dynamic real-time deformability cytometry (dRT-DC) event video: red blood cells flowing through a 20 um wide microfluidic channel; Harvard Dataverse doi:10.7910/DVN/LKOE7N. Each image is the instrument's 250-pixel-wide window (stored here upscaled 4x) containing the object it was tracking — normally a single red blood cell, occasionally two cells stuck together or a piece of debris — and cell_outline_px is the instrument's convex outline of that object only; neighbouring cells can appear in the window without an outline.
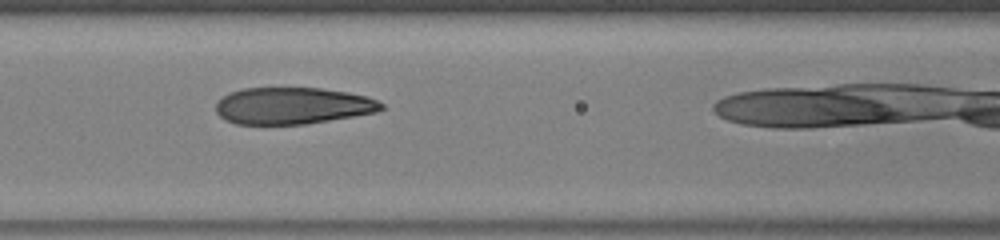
{"species": "human", "species_latin": "Homo sapiens", "temperature_condition": "warm", "stored_images_in_passage": 33, "camera_frame_rate_fps": 3000, "um_per_image_px": 0.085, "donor": {"sex": "male"}, "frame": {"image": 1, "passage_image": 15, "time_ms": 4.667, "image_size_px": [1000, 240], "cell_outline_px": [[384, 108], [376, 112], [304, 124], [236, 124], [224, 120], [216, 112], [216, 100], [228, 92], [244, 88], [320, 88], [348, 92], [368, 96], [384, 104]], "centroid_in_image_um": [24.83, 8.98], "position_along_channel_um": 141.8, "area_um2": 35.55}}
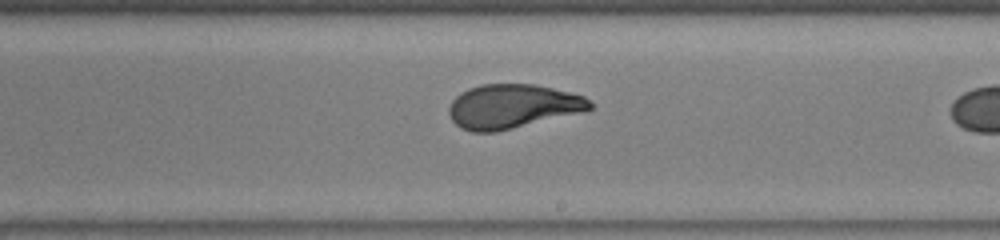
{"frame": {"image": 2, "passage_image": 22, "time_ms": 7.0, "image_size_px": [1000, 240], "cell_outline_px": [[592, 108], [588, 112], [496, 132], [472, 132], [460, 128], [452, 120], [448, 112], [448, 108], [452, 100], [460, 92], [468, 88], [480, 84], [536, 84], [584, 96], [592, 104]], "centroid_in_image_um": [43.57, 9.05], "position_along_channel_um": 245.4, "area_um2": 36.76}}
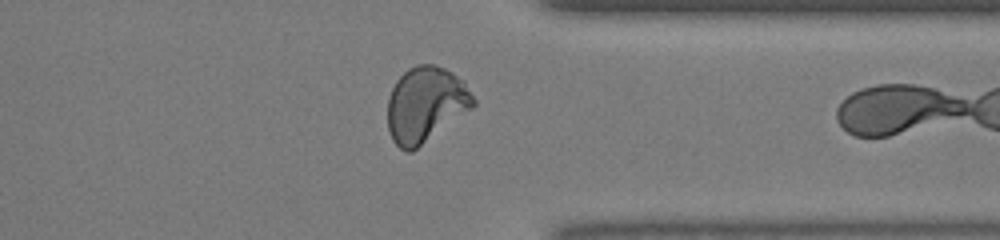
{"frame": {"image": 3, "passage_image": 31, "time_ms": 10.0, "image_size_px": [1000, 240], "cell_outline_px": [[476, 104], [472, 108], [412, 152], [404, 152], [392, 140], [388, 128], [388, 96], [396, 80], [408, 68], [416, 64], [436, 64], [452, 72], [464, 80], [476, 100]], "centroid_in_image_um": [36.18, 8.87], "position_along_channel_um": 375.2, "area_um2": 37.92}}